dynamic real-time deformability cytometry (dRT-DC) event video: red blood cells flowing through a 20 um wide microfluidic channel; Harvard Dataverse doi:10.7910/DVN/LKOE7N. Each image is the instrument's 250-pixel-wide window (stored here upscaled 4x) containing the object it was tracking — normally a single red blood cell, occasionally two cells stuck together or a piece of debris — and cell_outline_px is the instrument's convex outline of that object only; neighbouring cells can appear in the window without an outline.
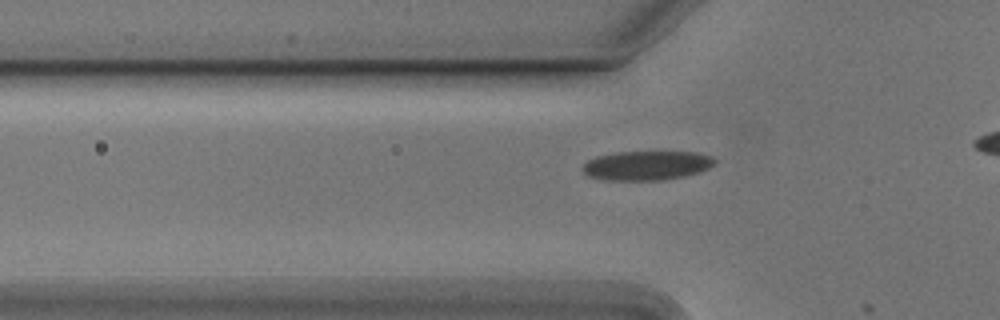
{"species": "Egyptian fruit bat (a non-hibernating species)", "species_latin": "Rousettus aegyptiacus", "temperature_condition": "cold", "stored_images_in_passage": 12, "camera_frame_rate_fps": 3000, "um_per_image_px": 0.085, "animal": {"sex": "male"}, "frame": {"image": 1, "passage_image": 11, "time_ms": 3.333, "image_size_px": [1000, 320], "cell_outline_px": [[716, 164], [700, 172], [684, 176], [664, 180], [604, 180], [588, 176], [580, 168], [588, 160], [596, 156], [616, 152], [696, 152], [712, 156], [716, 160]], "centroid_in_image_um": [54.97, 14.07], "position_along_channel_um": 70.8, "area_um2": 22.72}}